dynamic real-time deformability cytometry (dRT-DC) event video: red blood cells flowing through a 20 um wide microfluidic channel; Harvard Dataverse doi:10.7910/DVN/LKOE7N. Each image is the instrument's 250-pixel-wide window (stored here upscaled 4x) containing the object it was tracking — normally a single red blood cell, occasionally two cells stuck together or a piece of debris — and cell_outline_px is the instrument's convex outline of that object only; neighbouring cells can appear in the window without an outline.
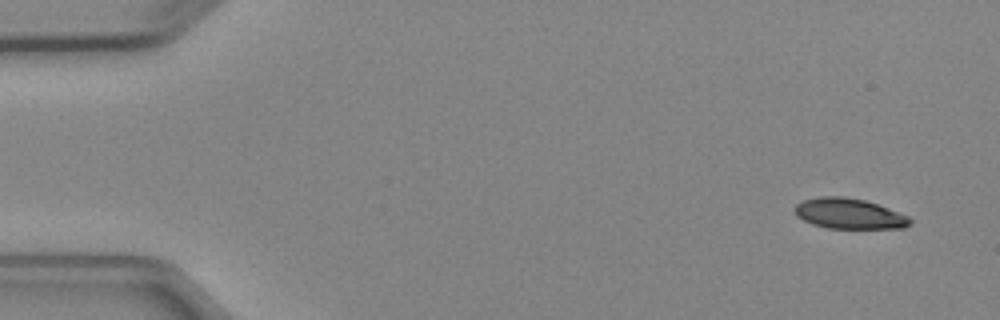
{"species": "Egyptian fruit bat (a non-hibernating species)", "species_latin": "Rousettus aegyptiacus", "temperature_condition": "cold", "stored_images_in_passage": 5, "camera_frame_rate_fps": 3000, "um_per_image_px": 0.085, "animal": {"sex": "female"}, "frame": {"image": 1, "passage_image": 1, "time_ms": 0.0, "image_size_px": [1000, 320], "cell_outline_px": [[912, 224], [904, 228], [828, 228], [812, 224], [796, 216], [792, 208], [796, 204], [804, 200], [820, 196], [844, 196], [864, 200], [888, 208], [908, 216], [912, 220]], "centroid_in_image_um": [72.15, 18.16], "position_along_channel_um": 12.8, "area_um2": 20.52}}